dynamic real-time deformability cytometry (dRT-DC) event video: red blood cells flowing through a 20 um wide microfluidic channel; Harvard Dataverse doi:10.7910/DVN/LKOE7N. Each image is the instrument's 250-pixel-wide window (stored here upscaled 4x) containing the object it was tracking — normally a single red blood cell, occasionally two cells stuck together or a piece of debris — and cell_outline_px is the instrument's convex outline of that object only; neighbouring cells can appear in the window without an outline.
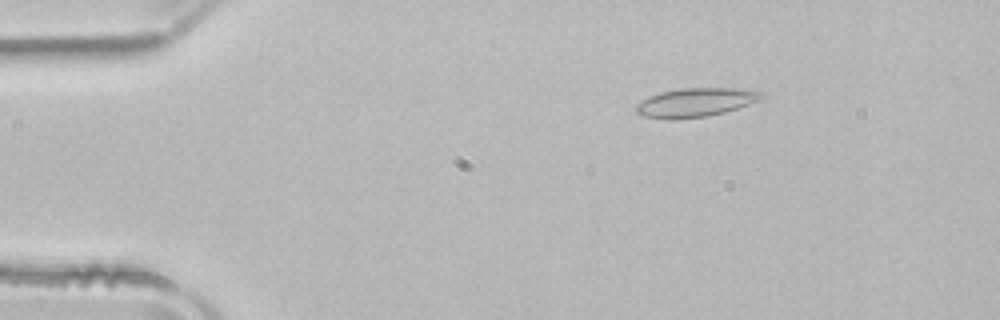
{"species": "common noctule bat (a hibernating species)", "species_latin": "Nyctalus noctula", "temperature_condition": "room temperature", "stored_images_in_passage": 51, "camera_frame_rate_fps": 3000, "um_per_image_px": 0.085, "animal": {"sex": "male", "body_mass_g": 21.5, "forearm_length_mm": 52.0}, "frame": {"image": 1, "passage_image": 8, "time_ms": 2.333, "image_size_px": [1000, 320], "cell_outline_px": [[760, 96], [756, 100], [748, 104], [724, 112], [704, 116], [672, 120], [644, 116], [636, 112], [636, 104], [648, 96], [660, 92], [680, 88], [736, 88], [760, 92]], "centroid_in_image_um": [59.01, 8.7], "position_along_channel_um": 26.0, "area_um2": 20.63}}
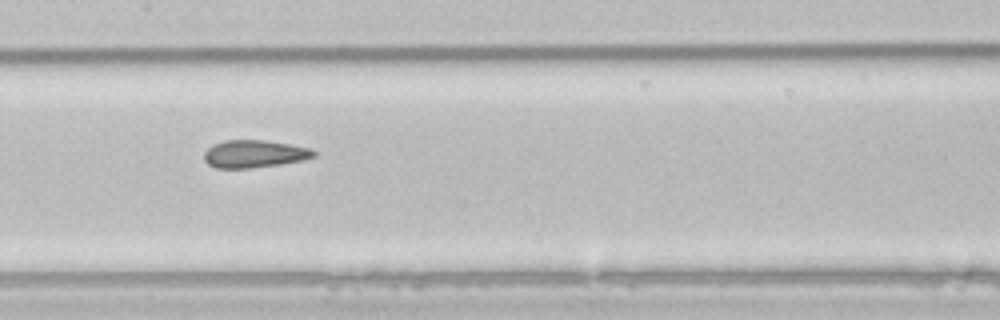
{"frame": {"image": 2, "passage_image": 25, "time_ms": 8.0, "image_size_px": [1000, 320], "cell_outline_px": [[316, 156], [300, 160], [280, 164], [248, 168], [216, 168], [208, 164], [204, 160], [204, 152], [212, 144], [224, 140], [264, 140], [288, 144], [308, 148], [316, 152]], "centroid_in_image_um": [21.56, 13.07], "position_along_channel_um": 185.8, "area_um2": 17.46}}
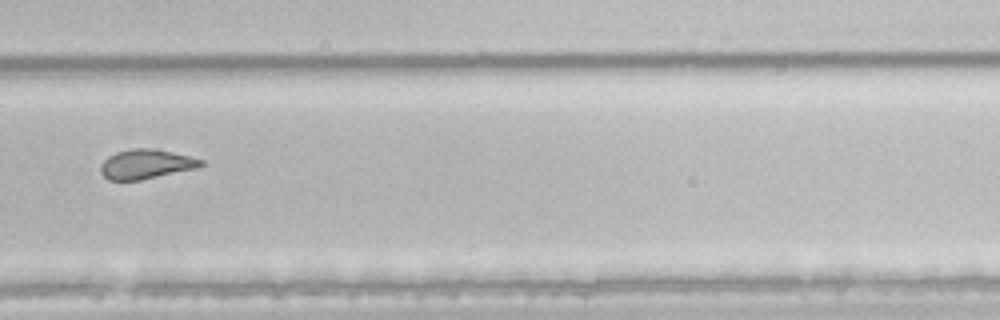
{"frame": {"image": 3, "passage_image": 35, "time_ms": 11.333, "image_size_px": [1000, 320], "cell_outline_px": [[204, 164], [196, 168], [140, 180], [108, 180], [100, 172], [100, 164], [108, 156], [116, 152], [132, 148], [152, 148], [172, 152], [204, 160]], "centroid_in_image_um": [12.38, 13.94], "position_along_channel_um": 317.4, "area_um2": 17.17}, "authors_computed_cell_mechanics": {"area_um2": 19.074, "velocity_mm_per_s": 3.9667, "shape_relaxation_time_tau1_ms": 8.9511, "shape_relaxation_time_tau2_ms": 1.1561, "deformation_change_tau1": 0.1753, "deformation_change_tau2": 0.0861}}